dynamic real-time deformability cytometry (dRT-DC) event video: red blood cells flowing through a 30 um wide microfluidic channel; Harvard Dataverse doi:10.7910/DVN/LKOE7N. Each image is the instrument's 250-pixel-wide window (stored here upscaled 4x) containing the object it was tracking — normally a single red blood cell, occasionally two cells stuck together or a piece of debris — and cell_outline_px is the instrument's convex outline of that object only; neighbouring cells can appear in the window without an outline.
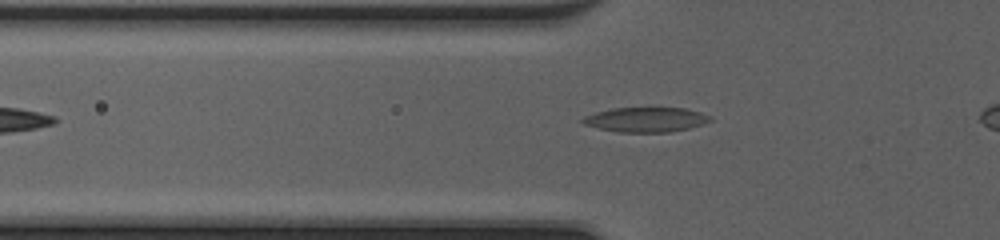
{"species": "common noctule bat (a hibernating species)", "species_latin": "Nyctalus noctula", "temperature_condition": "cold", "stored_images_in_passage": 36, "camera_frame_rate_fps": 3000, "um_per_image_px": 0.085, "animal": {"sex": "female", "body_mass_g": 20.0, "forearm_length_mm": 54.0}, "frame": {"image": 1, "passage_image": 9, "time_ms": 2.667, "image_size_px": [1000, 240], "cell_outline_px": [[712, 120], [704, 124], [672, 132], [616, 132], [584, 124], [580, 120], [584, 116], [596, 112], [612, 108], [684, 108], [700, 112], [712, 116]], "centroid_in_image_um": [54.92, 10.17], "position_along_channel_um": 70.9, "area_um2": 18.38}}
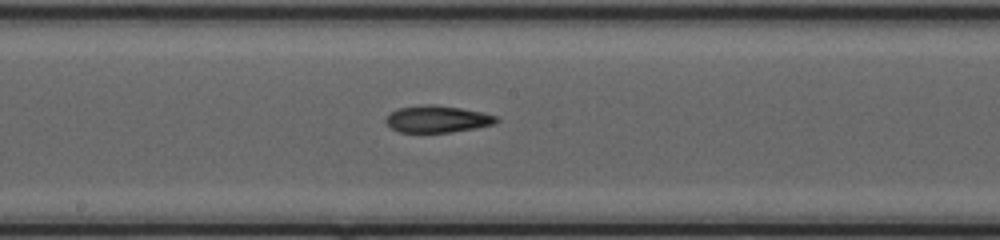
{"frame": {"image": 2, "passage_image": 19, "time_ms": 6.0, "image_size_px": [1000, 240], "cell_outline_px": [[500, 120], [496, 124], [476, 128], [452, 132], [400, 132], [392, 128], [384, 120], [396, 108], [420, 104], [436, 104], [484, 112], [496, 116]], "centroid_in_image_um": [37.21, 10.11], "position_along_channel_um": 211.0, "area_um2": 17.51}}
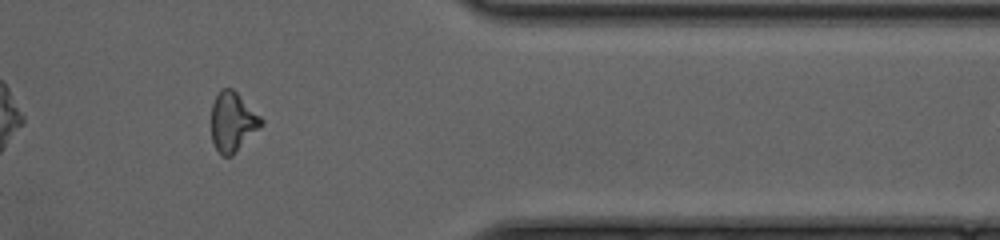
{"frame": {"image": 3, "passage_image": 33, "time_ms": 10.667, "image_size_px": [1000, 240], "cell_outline_px": [[264, 124], [232, 156], [220, 156], [212, 140], [212, 104], [220, 88], [232, 88], [264, 120]], "centroid_in_image_um": [19.78, 10.37], "position_along_channel_um": 391.6, "area_um2": 17.22}}